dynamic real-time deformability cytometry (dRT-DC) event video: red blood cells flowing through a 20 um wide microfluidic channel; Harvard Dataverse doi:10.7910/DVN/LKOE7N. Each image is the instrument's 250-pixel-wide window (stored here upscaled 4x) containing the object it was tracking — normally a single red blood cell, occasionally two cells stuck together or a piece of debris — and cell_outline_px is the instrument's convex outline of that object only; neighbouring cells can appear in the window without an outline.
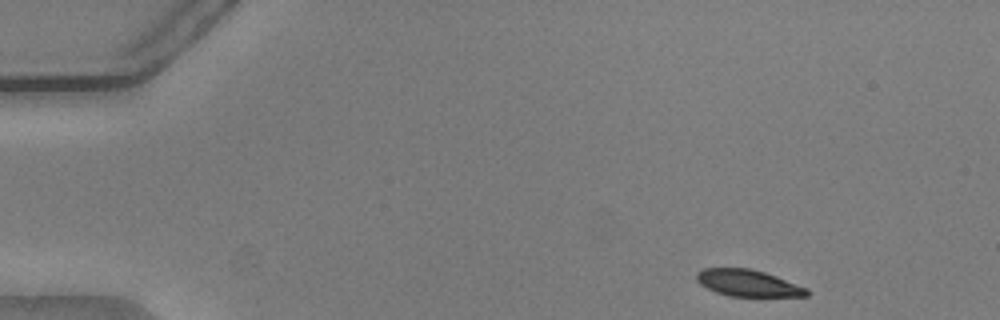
{"species": "common noctule bat (a hibernating species)", "species_latin": "Nyctalus noctula", "temperature_condition": "warm", "stored_images_in_passage": 12, "camera_frame_rate_fps": 3000, "um_per_image_px": 0.085, "animal": {"sex": "male", "body_mass_g": 20.5, "forearm_length_mm": 52.5}, "frame": {"image": 1, "passage_image": 1, "time_ms": 0.0, "image_size_px": [1000, 320], "cell_outline_px": [[808, 296], [728, 296], [716, 292], [700, 284], [696, 280], [696, 272], [704, 268], [752, 268], [776, 276], [808, 288]], "centroid_in_image_um": [63.56, 24.05], "position_along_channel_um": 21.4, "area_um2": 17.11}}